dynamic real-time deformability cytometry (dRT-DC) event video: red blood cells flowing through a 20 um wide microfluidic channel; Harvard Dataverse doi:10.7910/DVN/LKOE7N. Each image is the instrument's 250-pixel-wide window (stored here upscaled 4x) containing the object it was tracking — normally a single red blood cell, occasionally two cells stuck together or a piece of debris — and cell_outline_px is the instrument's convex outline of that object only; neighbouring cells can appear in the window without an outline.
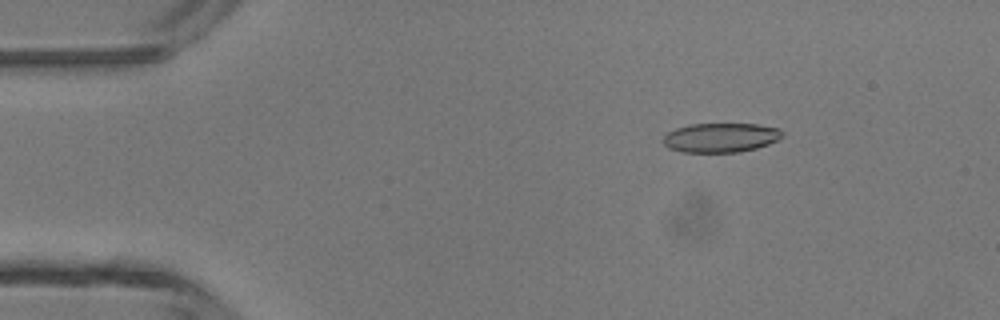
{"species": "common noctule bat (a hibernating species)", "species_latin": "Nyctalus noctula", "temperature_condition": "room temperature", "stored_images_in_passage": 47, "camera_frame_rate_fps": 3000, "um_per_image_px": 0.085, "animal": {"sex": "male", "body_mass_g": 13.3}, "frame": {"image": 1, "passage_image": 7, "time_ms": 2.0, "image_size_px": [1000, 320], "cell_outline_px": [[784, 136], [768, 144], [756, 148], [740, 152], [680, 152], [668, 148], [664, 144], [664, 136], [668, 132], [676, 128], [688, 124], [756, 124], [780, 128], [784, 132]], "centroid_in_image_um": [61.27, 11.69], "position_along_channel_um": 23.7, "area_um2": 20.46}}
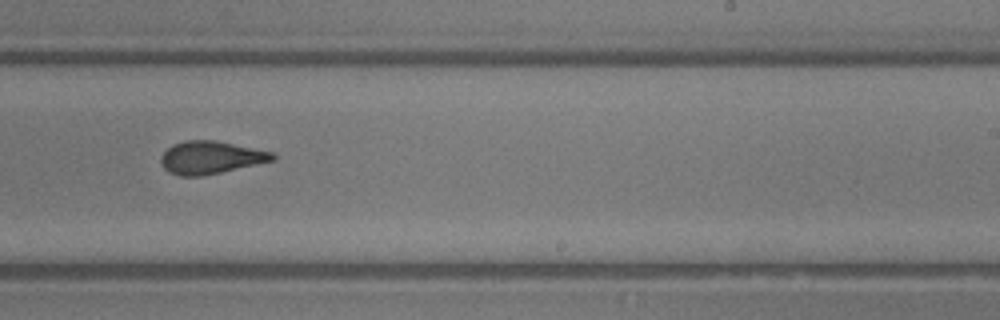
{"frame": {"image": 2, "passage_image": 29, "time_ms": 9.333, "image_size_px": [1000, 320], "cell_outline_px": [[276, 160], [220, 172], [200, 176], [180, 176], [168, 172], [164, 168], [160, 160], [160, 156], [172, 144], [184, 140], [216, 140], [272, 152], [276, 156]], "centroid_in_image_um": [17.89, 13.38], "position_along_channel_um": 271.1, "area_um2": 21.27}}
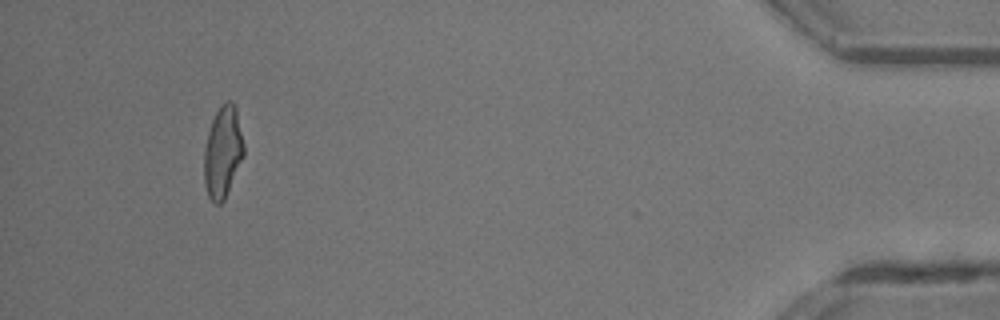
{"frame": {"image": 3, "passage_image": 44, "time_ms": 14.333, "image_size_px": [1000, 320], "cell_outline_px": [[244, 156], [224, 200], [220, 204], [216, 204], [208, 196], [204, 184], [204, 148], [208, 132], [212, 120], [220, 104], [228, 100], [232, 100], [236, 108], [244, 144]], "centroid_in_image_um": [18.93, 12.91], "position_along_channel_um": 416.3, "area_um2": 21.27}, "authors_computed_cell_mechanics": {"area_um2": 21.2704, "velocity_mm_per_s": 4.393, "shape_relaxation_time_tau1_ms": 5.9233, "shape_relaxation_time_tau2_ms": 1.8838, "deformation_change_tau1": 0.2088, "deformation_change_tau2": 0.0936}}